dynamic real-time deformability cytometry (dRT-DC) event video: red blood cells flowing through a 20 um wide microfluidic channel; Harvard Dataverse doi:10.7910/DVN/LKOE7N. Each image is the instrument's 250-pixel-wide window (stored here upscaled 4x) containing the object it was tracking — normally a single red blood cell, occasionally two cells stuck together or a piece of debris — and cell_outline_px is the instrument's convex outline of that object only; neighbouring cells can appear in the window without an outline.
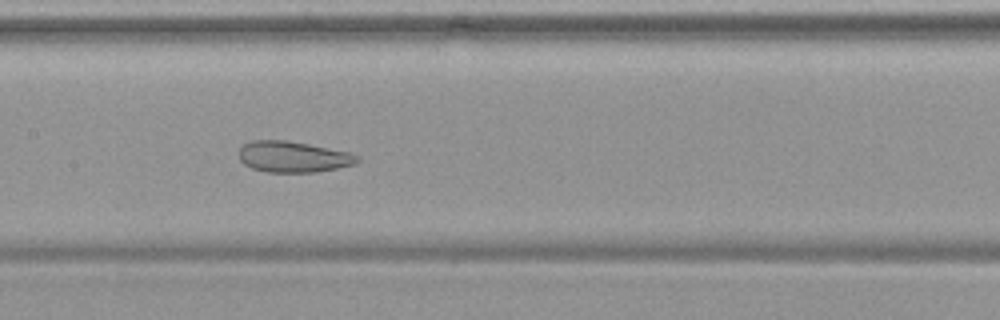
{"species": "common noctule bat (a hibernating species)", "species_latin": "Nyctalus noctula", "temperature_condition": "warm", "stored_images_in_passage": 53, "camera_frame_rate_fps": 3000, "um_per_image_px": 0.085, "animal": {"sex": "female", "body_mass_g": 19.9}, "frame": {"image": 1, "passage_image": 26, "time_ms": 8.333, "image_size_px": [1000, 320], "cell_outline_px": [[360, 160], [356, 164], [316, 172], [268, 172], [252, 168], [244, 164], [240, 160], [240, 148], [244, 144], [252, 140], [288, 140], [348, 152], [360, 156]], "centroid_in_image_um": [24.93, 13.33], "position_along_channel_um": 182.5, "area_um2": 21.33}}
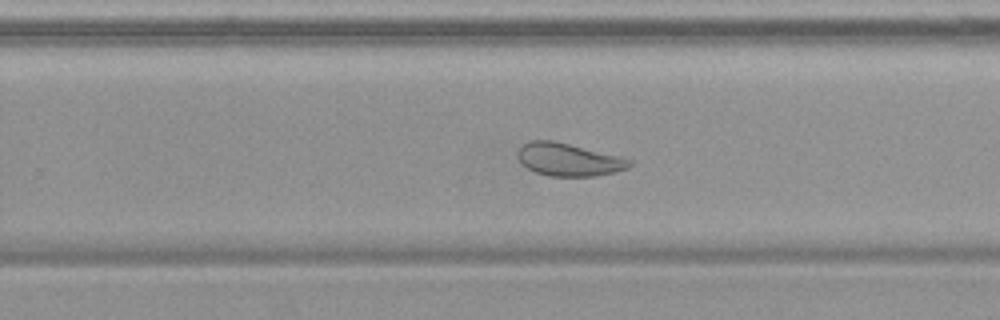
{"frame": {"image": 2, "passage_image": 34, "time_ms": 11.0, "image_size_px": [1000, 320], "cell_outline_px": [[632, 164], [628, 168], [596, 176], [548, 176], [536, 172], [520, 164], [516, 156], [516, 152], [528, 140], [552, 140], [620, 156], [632, 160]], "centroid_in_image_um": [48.29, 13.56], "position_along_channel_um": 281.5, "area_um2": 21.39}}
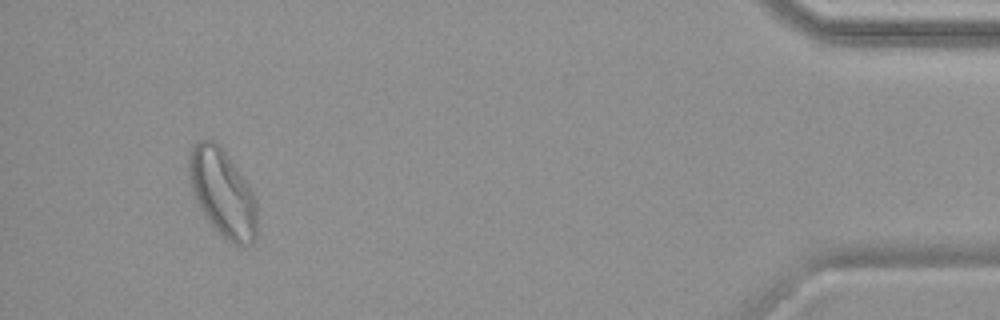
{"frame": {"image": 3, "passage_image": 50, "time_ms": 16.333, "image_size_px": [1000, 320], "cell_outline_px": [[256, 240], [252, 244], [232, 244], [208, 220], [200, 208], [192, 192], [188, 176], [188, 156], [192, 144], [200, 140], [212, 140], [224, 152], [248, 184], [256, 200]], "centroid_in_image_um": [18.89, 16.39], "position_along_channel_um": 416.3, "area_um2": 34.16}}